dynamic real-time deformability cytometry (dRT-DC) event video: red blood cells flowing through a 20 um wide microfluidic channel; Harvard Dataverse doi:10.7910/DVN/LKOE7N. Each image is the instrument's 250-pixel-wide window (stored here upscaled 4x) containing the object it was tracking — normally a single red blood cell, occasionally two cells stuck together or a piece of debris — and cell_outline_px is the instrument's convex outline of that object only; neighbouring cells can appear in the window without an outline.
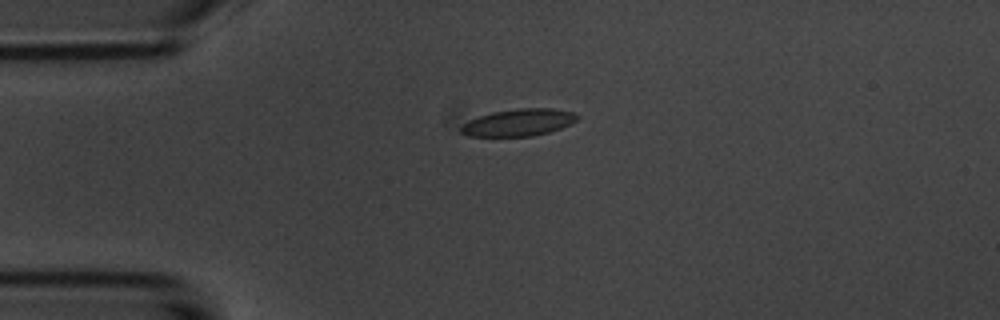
{"species": "common noctule bat (a hibernating species)", "species_latin": "Nyctalus noctula", "temperature_condition": "room temperature", "stored_images_in_passage": 9, "camera_frame_rate_fps": 3000, "um_per_image_px": 0.085, "animal": {"sex": "male", "body_mass_g": 20.1, "forearm_length_mm": 53.5}, "frame": {"image": 1, "passage_image": 3, "time_ms": 3.0, "image_size_px": [1000, 320], "cell_outline_px": [[580, 116], [572, 124], [548, 132], [532, 136], [468, 136], [460, 132], [460, 128], [468, 120], [492, 112], [520, 108], [552, 108], [572, 112]], "centroid_in_image_um": [44.09, 10.41], "position_along_channel_um": 40.9, "area_um2": 18.26}}
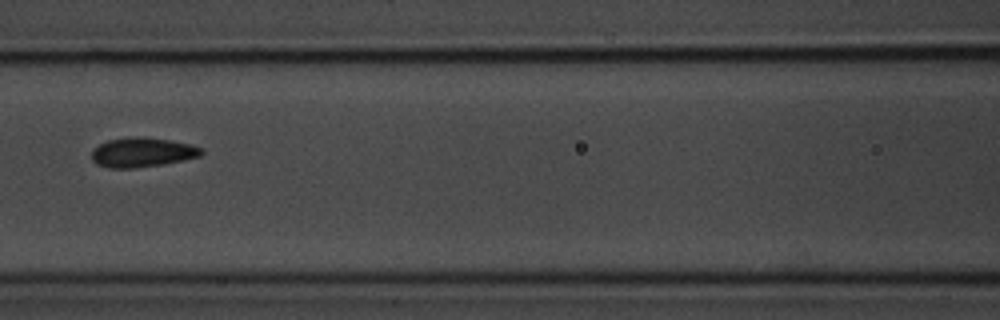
{"frame": {"image": 2, "passage_image": 6, "time_ms": 6.667, "image_size_px": [1000, 320], "cell_outline_px": [[204, 152], [200, 156], [184, 160], [164, 164], [136, 168], [108, 168], [96, 164], [92, 160], [92, 148], [108, 140], [128, 136], [144, 136], [192, 144], [204, 148]], "centroid_in_image_um": [12.1, 12.94], "position_along_channel_um": 154.5, "area_um2": 19.25}}
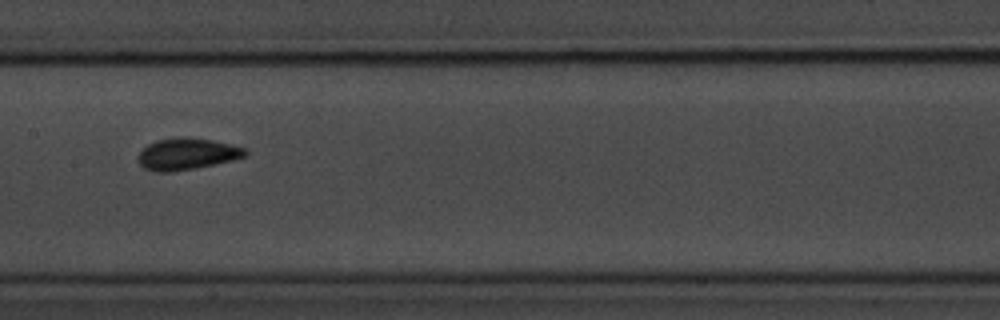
{"frame": {"image": 3, "passage_image": 7, "time_ms": 7.667, "image_size_px": [1000, 320], "cell_outline_px": [[248, 156], [232, 160], [196, 168], [172, 172], [156, 172], [144, 168], [140, 164], [140, 152], [148, 144], [156, 140], [176, 136], [180, 136], [212, 140], [232, 144], [244, 148], [248, 152]], "centroid_in_image_um": [15.92, 13.08], "position_along_channel_um": 191.5, "area_um2": 19.77}}